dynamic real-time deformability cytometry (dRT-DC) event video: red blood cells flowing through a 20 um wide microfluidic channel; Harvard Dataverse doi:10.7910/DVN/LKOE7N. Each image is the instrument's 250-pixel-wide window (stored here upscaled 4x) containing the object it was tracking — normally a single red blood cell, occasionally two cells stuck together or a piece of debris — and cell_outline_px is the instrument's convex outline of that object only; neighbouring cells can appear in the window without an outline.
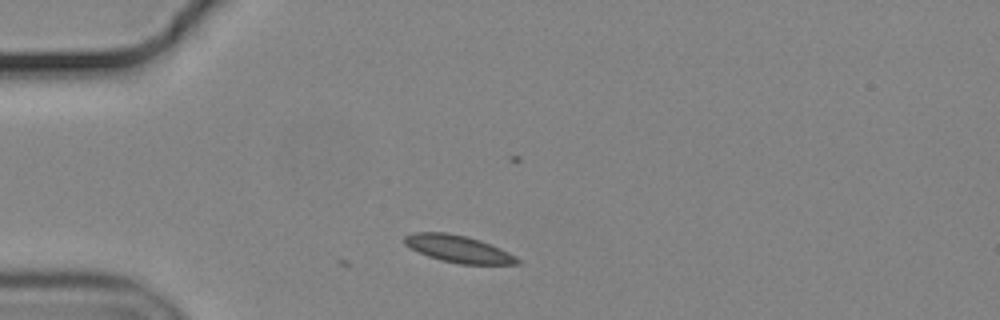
{"species": "common noctule bat (a hibernating species)", "species_latin": "Nyctalus noctula", "temperature_condition": "cold", "stored_images_in_passage": 3, "camera_frame_rate_fps": 3000, "um_per_image_px": 0.085, "animal": {"sex": "male", "body_mass_g": 19.2, "forearm_length_mm": 51.8}, "frame": {"image": 1, "passage_image": 1, "time_ms": 0.0, "image_size_px": [1000, 320], "cell_outline_px": [[520, 264], [460, 264], [440, 260], [428, 256], [404, 244], [404, 236], [412, 232], [448, 232], [468, 236], [480, 240], [500, 248], [516, 256], [520, 260]], "centroid_in_image_um": [38.96, 21.14], "position_along_channel_um": 46.0, "area_um2": 17.86}}